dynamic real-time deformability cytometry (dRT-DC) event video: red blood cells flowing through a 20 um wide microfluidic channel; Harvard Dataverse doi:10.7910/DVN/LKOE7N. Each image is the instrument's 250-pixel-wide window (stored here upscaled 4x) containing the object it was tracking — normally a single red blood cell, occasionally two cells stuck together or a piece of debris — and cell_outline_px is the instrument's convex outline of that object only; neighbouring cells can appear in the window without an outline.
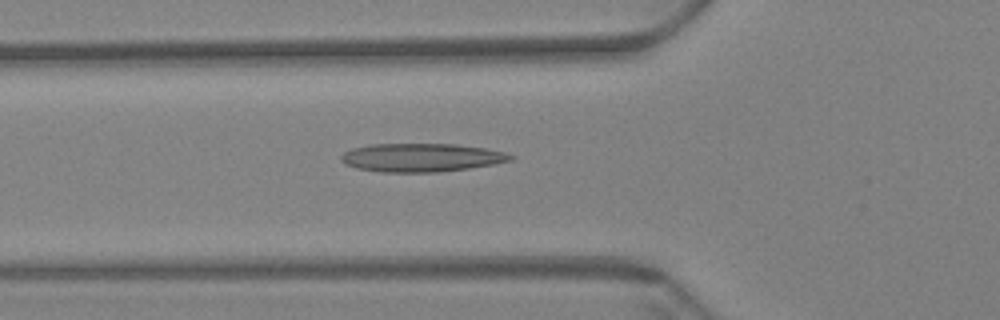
{"species": "Egyptian fruit bat (a non-hibernating species)", "species_latin": "Rousettus aegyptiacus", "temperature_condition": "warm", "stored_images_in_passage": 21, "camera_frame_rate_fps": 3000, "um_per_image_px": 0.085, "animal": {"sex": "female"}, "frame": {"image": 1, "passage_image": 21, "time_ms": 6.667, "image_size_px": [1000, 320], "cell_outline_px": [[516, 156], [512, 160], [492, 164], [468, 168], [440, 172], [380, 172], [356, 168], [340, 160], [340, 156], [344, 152], [352, 148], [368, 144], [456, 144], [484, 148], [504, 152]], "centroid_in_image_um": [35.8, 13.39], "position_along_channel_um": 90.0, "area_um2": 28.03}}